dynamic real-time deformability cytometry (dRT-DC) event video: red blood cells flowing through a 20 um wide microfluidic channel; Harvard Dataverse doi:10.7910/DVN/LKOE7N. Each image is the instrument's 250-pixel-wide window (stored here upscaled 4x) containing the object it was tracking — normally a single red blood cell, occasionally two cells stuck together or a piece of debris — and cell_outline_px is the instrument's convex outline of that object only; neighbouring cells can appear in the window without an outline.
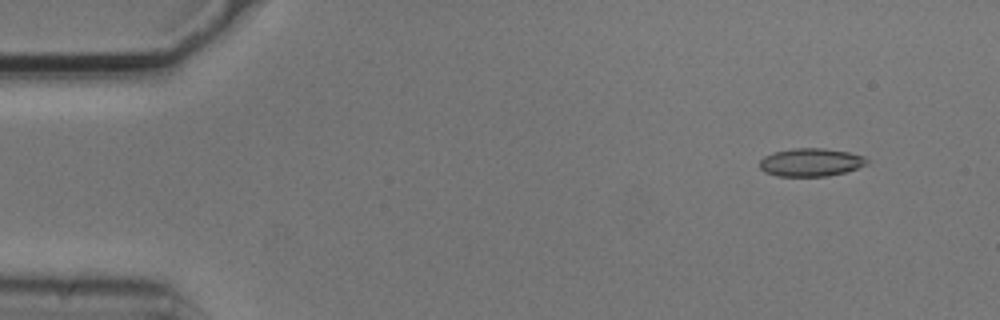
{"species": "common noctule bat (a hibernating species)", "species_latin": "Nyctalus noctula", "temperature_condition": "cold", "stored_images_in_passage": 4, "camera_frame_rate_fps": 3000, "um_per_image_px": 0.085, "animal": {"sex": "male", "body_mass_g": 20.5, "forearm_length_mm": 52.5}, "frame": {"image": 1, "passage_image": 1, "time_ms": 0.0, "image_size_px": [1000, 320], "cell_outline_px": [[868, 164], [844, 172], [828, 176], [780, 176], [764, 172], [760, 168], [760, 160], [764, 156], [776, 152], [792, 148], [824, 148], [848, 152], [864, 156], [868, 160]], "centroid_in_image_um": [68.92, 13.79], "position_along_channel_um": 16.1, "area_um2": 17.46}}
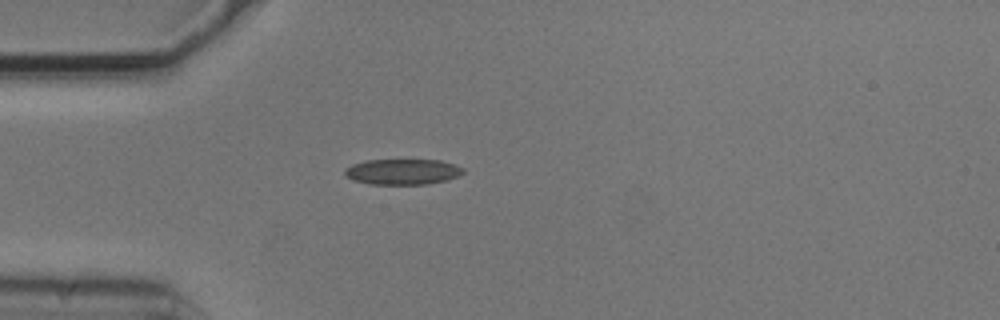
{"frame": {"image": 2, "passage_image": 4, "time_ms": 1.0, "image_size_px": [1000, 320], "cell_outline_px": [[464, 172], [448, 180], [428, 184], [368, 184], [352, 180], [344, 176], [344, 168], [352, 164], [368, 160], [440, 160], [456, 164], [464, 168]], "centroid_in_image_um": [34.2, 14.6], "position_along_channel_um": 50.8, "area_um2": 17.86}}